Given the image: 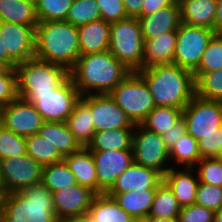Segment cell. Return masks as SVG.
<instances>
[{"instance_id": "6da1fadb", "label": "cell", "mask_w": 222, "mask_h": 222, "mask_svg": "<svg viewBox=\"0 0 222 222\" xmlns=\"http://www.w3.org/2000/svg\"><path fill=\"white\" fill-rule=\"evenodd\" d=\"M132 71L117 60L110 51L80 55L69 71L81 96L109 94Z\"/></svg>"}, {"instance_id": "7a4b0ae2", "label": "cell", "mask_w": 222, "mask_h": 222, "mask_svg": "<svg viewBox=\"0 0 222 222\" xmlns=\"http://www.w3.org/2000/svg\"><path fill=\"white\" fill-rule=\"evenodd\" d=\"M137 72L146 82L155 106L184 109L196 95L193 72L177 64L155 65Z\"/></svg>"}, {"instance_id": "3957f363", "label": "cell", "mask_w": 222, "mask_h": 222, "mask_svg": "<svg viewBox=\"0 0 222 222\" xmlns=\"http://www.w3.org/2000/svg\"><path fill=\"white\" fill-rule=\"evenodd\" d=\"M80 56L78 29L66 20L39 22L35 28V57L70 71Z\"/></svg>"}, {"instance_id": "277c9868", "label": "cell", "mask_w": 222, "mask_h": 222, "mask_svg": "<svg viewBox=\"0 0 222 222\" xmlns=\"http://www.w3.org/2000/svg\"><path fill=\"white\" fill-rule=\"evenodd\" d=\"M0 222H57L52 192L40 182L21 192L4 194Z\"/></svg>"}, {"instance_id": "5b68a950", "label": "cell", "mask_w": 222, "mask_h": 222, "mask_svg": "<svg viewBox=\"0 0 222 222\" xmlns=\"http://www.w3.org/2000/svg\"><path fill=\"white\" fill-rule=\"evenodd\" d=\"M15 71L17 95L22 99L30 93L53 92L69 77L63 66L35 56L17 64Z\"/></svg>"}, {"instance_id": "8992f818", "label": "cell", "mask_w": 222, "mask_h": 222, "mask_svg": "<svg viewBox=\"0 0 222 222\" xmlns=\"http://www.w3.org/2000/svg\"><path fill=\"white\" fill-rule=\"evenodd\" d=\"M109 36V51L117 60L131 71L143 69L144 39L138 18L112 22Z\"/></svg>"}, {"instance_id": "52a82bcc", "label": "cell", "mask_w": 222, "mask_h": 222, "mask_svg": "<svg viewBox=\"0 0 222 222\" xmlns=\"http://www.w3.org/2000/svg\"><path fill=\"white\" fill-rule=\"evenodd\" d=\"M109 95L134 125L141 124L155 107L150 90L137 71H132Z\"/></svg>"}, {"instance_id": "ba28073f", "label": "cell", "mask_w": 222, "mask_h": 222, "mask_svg": "<svg viewBox=\"0 0 222 222\" xmlns=\"http://www.w3.org/2000/svg\"><path fill=\"white\" fill-rule=\"evenodd\" d=\"M80 97L69 76L53 92L30 93L25 100L34 105L45 122H66Z\"/></svg>"}, {"instance_id": "9c48e42d", "label": "cell", "mask_w": 222, "mask_h": 222, "mask_svg": "<svg viewBox=\"0 0 222 222\" xmlns=\"http://www.w3.org/2000/svg\"><path fill=\"white\" fill-rule=\"evenodd\" d=\"M132 150L133 162L136 164L154 169L162 176L171 168L164 164L170 158L169 149L164 144L162 136L147 130L141 124L134 126Z\"/></svg>"}, {"instance_id": "30bf717a", "label": "cell", "mask_w": 222, "mask_h": 222, "mask_svg": "<svg viewBox=\"0 0 222 222\" xmlns=\"http://www.w3.org/2000/svg\"><path fill=\"white\" fill-rule=\"evenodd\" d=\"M214 35L215 32L212 29L181 23L177 30L173 63L194 72L198 68L201 56Z\"/></svg>"}, {"instance_id": "8fae6325", "label": "cell", "mask_w": 222, "mask_h": 222, "mask_svg": "<svg viewBox=\"0 0 222 222\" xmlns=\"http://www.w3.org/2000/svg\"><path fill=\"white\" fill-rule=\"evenodd\" d=\"M186 131L197 141L215 132L222 124V102L195 95L183 109Z\"/></svg>"}, {"instance_id": "7c38bea8", "label": "cell", "mask_w": 222, "mask_h": 222, "mask_svg": "<svg viewBox=\"0 0 222 222\" xmlns=\"http://www.w3.org/2000/svg\"><path fill=\"white\" fill-rule=\"evenodd\" d=\"M3 195L21 192L42 179L43 166L27 153L0 160Z\"/></svg>"}, {"instance_id": "4fadbf2b", "label": "cell", "mask_w": 222, "mask_h": 222, "mask_svg": "<svg viewBox=\"0 0 222 222\" xmlns=\"http://www.w3.org/2000/svg\"><path fill=\"white\" fill-rule=\"evenodd\" d=\"M44 122L34 105L25 99L17 97L0 107V124L19 136L28 137L38 133Z\"/></svg>"}, {"instance_id": "5bb4252c", "label": "cell", "mask_w": 222, "mask_h": 222, "mask_svg": "<svg viewBox=\"0 0 222 222\" xmlns=\"http://www.w3.org/2000/svg\"><path fill=\"white\" fill-rule=\"evenodd\" d=\"M0 37L7 51L10 68L35 56V28L19 23L1 22Z\"/></svg>"}, {"instance_id": "9a60e30c", "label": "cell", "mask_w": 222, "mask_h": 222, "mask_svg": "<svg viewBox=\"0 0 222 222\" xmlns=\"http://www.w3.org/2000/svg\"><path fill=\"white\" fill-rule=\"evenodd\" d=\"M95 133L113 129H134V124L109 94L89 95Z\"/></svg>"}, {"instance_id": "2e32d148", "label": "cell", "mask_w": 222, "mask_h": 222, "mask_svg": "<svg viewBox=\"0 0 222 222\" xmlns=\"http://www.w3.org/2000/svg\"><path fill=\"white\" fill-rule=\"evenodd\" d=\"M98 179V194L106 193L133 162V150L92 152Z\"/></svg>"}, {"instance_id": "e0dca14e", "label": "cell", "mask_w": 222, "mask_h": 222, "mask_svg": "<svg viewBox=\"0 0 222 222\" xmlns=\"http://www.w3.org/2000/svg\"><path fill=\"white\" fill-rule=\"evenodd\" d=\"M97 194L79 184L52 193L53 208L57 220L87 214Z\"/></svg>"}, {"instance_id": "ac0fdd59", "label": "cell", "mask_w": 222, "mask_h": 222, "mask_svg": "<svg viewBox=\"0 0 222 222\" xmlns=\"http://www.w3.org/2000/svg\"><path fill=\"white\" fill-rule=\"evenodd\" d=\"M163 182V176L154 169L132 162L117 177L115 183L106 193H126L134 190H156Z\"/></svg>"}, {"instance_id": "d6986e66", "label": "cell", "mask_w": 222, "mask_h": 222, "mask_svg": "<svg viewBox=\"0 0 222 222\" xmlns=\"http://www.w3.org/2000/svg\"><path fill=\"white\" fill-rule=\"evenodd\" d=\"M138 19L144 40L156 38L166 32L177 31L182 23L180 4L175 2Z\"/></svg>"}, {"instance_id": "ffe728a7", "label": "cell", "mask_w": 222, "mask_h": 222, "mask_svg": "<svg viewBox=\"0 0 222 222\" xmlns=\"http://www.w3.org/2000/svg\"><path fill=\"white\" fill-rule=\"evenodd\" d=\"M111 23L98 19L78 26L80 55H90L109 50Z\"/></svg>"}, {"instance_id": "44dd1931", "label": "cell", "mask_w": 222, "mask_h": 222, "mask_svg": "<svg viewBox=\"0 0 222 222\" xmlns=\"http://www.w3.org/2000/svg\"><path fill=\"white\" fill-rule=\"evenodd\" d=\"M184 169L177 171L175 167H171L163 176V181L173 191L180 207L195 204L199 184L198 174L197 177L192 175L194 168Z\"/></svg>"}, {"instance_id": "7402d4cb", "label": "cell", "mask_w": 222, "mask_h": 222, "mask_svg": "<svg viewBox=\"0 0 222 222\" xmlns=\"http://www.w3.org/2000/svg\"><path fill=\"white\" fill-rule=\"evenodd\" d=\"M177 31H170L156 38L144 40L143 68L155 65L173 64Z\"/></svg>"}, {"instance_id": "603a6c76", "label": "cell", "mask_w": 222, "mask_h": 222, "mask_svg": "<svg viewBox=\"0 0 222 222\" xmlns=\"http://www.w3.org/2000/svg\"><path fill=\"white\" fill-rule=\"evenodd\" d=\"M66 124L81 147H87L92 141L95 129L89 108V95H83L75 103L73 111L67 117Z\"/></svg>"}, {"instance_id": "cb8c5ba5", "label": "cell", "mask_w": 222, "mask_h": 222, "mask_svg": "<svg viewBox=\"0 0 222 222\" xmlns=\"http://www.w3.org/2000/svg\"><path fill=\"white\" fill-rule=\"evenodd\" d=\"M179 4L182 23L214 30L217 0H183Z\"/></svg>"}, {"instance_id": "d4e9b609", "label": "cell", "mask_w": 222, "mask_h": 222, "mask_svg": "<svg viewBox=\"0 0 222 222\" xmlns=\"http://www.w3.org/2000/svg\"><path fill=\"white\" fill-rule=\"evenodd\" d=\"M64 160L75 175L77 184L88 187L98 194V179L92 151L82 147L79 151L66 156Z\"/></svg>"}, {"instance_id": "484cf974", "label": "cell", "mask_w": 222, "mask_h": 222, "mask_svg": "<svg viewBox=\"0 0 222 222\" xmlns=\"http://www.w3.org/2000/svg\"><path fill=\"white\" fill-rule=\"evenodd\" d=\"M156 190H134L126 193H107L135 219L148 218Z\"/></svg>"}, {"instance_id": "4316f807", "label": "cell", "mask_w": 222, "mask_h": 222, "mask_svg": "<svg viewBox=\"0 0 222 222\" xmlns=\"http://www.w3.org/2000/svg\"><path fill=\"white\" fill-rule=\"evenodd\" d=\"M38 134L52 143L63 158L82 148L66 122H44Z\"/></svg>"}, {"instance_id": "83f0119b", "label": "cell", "mask_w": 222, "mask_h": 222, "mask_svg": "<svg viewBox=\"0 0 222 222\" xmlns=\"http://www.w3.org/2000/svg\"><path fill=\"white\" fill-rule=\"evenodd\" d=\"M93 222H135L107 193L97 194L88 211Z\"/></svg>"}, {"instance_id": "f1b7e54d", "label": "cell", "mask_w": 222, "mask_h": 222, "mask_svg": "<svg viewBox=\"0 0 222 222\" xmlns=\"http://www.w3.org/2000/svg\"><path fill=\"white\" fill-rule=\"evenodd\" d=\"M0 21L36 28L39 21L35 1L0 0Z\"/></svg>"}, {"instance_id": "f546056e", "label": "cell", "mask_w": 222, "mask_h": 222, "mask_svg": "<svg viewBox=\"0 0 222 222\" xmlns=\"http://www.w3.org/2000/svg\"><path fill=\"white\" fill-rule=\"evenodd\" d=\"M133 129H113L93 135L87 148L92 152L132 150Z\"/></svg>"}, {"instance_id": "4dcf8cb0", "label": "cell", "mask_w": 222, "mask_h": 222, "mask_svg": "<svg viewBox=\"0 0 222 222\" xmlns=\"http://www.w3.org/2000/svg\"><path fill=\"white\" fill-rule=\"evenodd\" d=\"M180 208L173 191L163 181L156 189L148 217L175 220L178 219Z\"/></svg>"}, {"instance_id": "1f68e13d", "label": "cell", "mask_w": 222, "mask_h": 222, "mask_svg": "<svg viewBox=\"0 0 222 222\" xmlns=\"http://www.w3.org/2000/svg\"><path fill=\"white\" fill-rule=\"evenodd\" d=\"M183 109L175 107L155 106L141 123L147 130L159 135L170 132L177 121L182 117Z\"/></svg>"}, {"instance_id": "d6a6232c", "label": "cell", "mask_w": 222, "mask_h": 222, "mask_svg": "<svg viewBox=\"0 0 222 222\" xmlns=\"http://www.w3.org/2000/svg\"><path fill=\"white\" fill-rule=\"evenodd\" d=\"M41 182L52 193L77 184L75 175L65 160L43 166Z\"/></svg>"}, {"instance_id": "836d02e7", "label": "cell", "mask_w": 222, "mask_h": 222, "mask_svg": "<svg viewBox=\"0 0 222 222\" xmlns=\"http://www.w3.org/2000/svg\"><path fill=\"white\" fill-rule=\"evenodd\" d=\"M26 153L42 166L64 160L57 148L38 133L25 137Z\"/></svg>"}, {"instance_id": "e575fe53", "label": "cell", "mask_w": 222, "mask_h": 222, "mask_svg": "<svg viewBox=\"0 0 222 222\" xmlns=\"http://www.w3.org/2000/svg\"><path fill=\"white\" fill-rule=\"evenodd\" d=\"M169 158L170 162L175 161L174 163L184 165V168H195L201 159L198 141L186 133L169 150Z\"/></svg>"}, {"instance_id": "d590c367", "label": "cell", "mask_w": 222, "mask_h": 222, "mask_svg": "<svg viewBox=\"0 0 222 222\" xmlns=\"http://www.w3.org/2000/svg\"><path fill=\"white\" fill-rule=\"evenodd\" d=\"M222 69V34H215L201 56L198 68L193 72L195 81L204 72Z\"/></svg>"}, {"instance_id": "8d00e7d4", "label": "cell", "mask_w": 222, "mask_h": 222, "mask_svg": "<svg viewBox=\"0 0 222 222\" xmlns=\"http://www.w3.org/2000/svg\"><path fill=\"white\" fill-rule=\"evenodd\" d=\"M101 19L96 0H73L69 8L66 21L78 27Z\"/></svg>"}, {"instance_id": "74e56055", "label": "cell", "mask_w": 222, "mask_h": 222, "mask_svg": "<svg viewBox=\"0 0 222 222\" xmlns=\"http://www.w3.org/2000/svg\"><path fill=\"white\" fill-rule=\"evenodd\" d=\"M196 95L222 102V69L204 72L196 81Z\"/></svg>"}, {"instance_id": "f35d334b", "label": "cell", "mask_w": 222, "mask_h": 222, "mask_svg": "<svg viewBox=\"0 0 222 222\" xmlns=\"http://www.w3.org/2000/svg\"><path fill=\"white\" fill-rule=\"evenodd\" d=\"M73 0H36V14L39 22L66 20Z\"/></svg>"}, {"instance_id": "ab89813d", "label": "cell", "mask_w": 222, "mask_h": 222, "mask_svg": "<svg viewBox=\"0 0 222 222\" xmlns=\"http://www.w3.org/2000/svg\"><path fill=\"white\" fill-rule=\"evenodd\" d=\"M25 137L19 136L0 124V160L26 154Z\"/></svg>"}, {"instance_id": "60d3db41", "label": "cell", "mask_w": 222, "mask_h": 222, "mask_svg": "<svg viewBox=\"0 0 222 222\" xmlns=\"http://www.w3.org/2000/svg\"><path fill=\"white\" fill-rule=\"evenodd\" d=\"M195 204L217 212L222 208V187L199 182Z\"/></svg>"}, {"instance_id": "b9f144b4", "label": "cell", "mask_w": 222, "mask_h": 222, "mask_svg": "<svg viewBox=\"0 0 222 222\" xmlns=\"http://www.w3.org/2000/svg\"><path fill=\"white\" fill-rule=\"evenodd\" d=\"M198 164L199 182L222 187V163L217 158H201Z\"/></svg>"}, {"instance_id": "7bdbcfd3", "label": "cell", "mask_w": 222, "mask_h": 222, "mask_svg": "<svg viewBox=\"0 0 222 222\" xmlns=\"http://www.w3.org/2000/svg\"><path fill=\"white\" fill-rule=\"evenodd\" d=\"M17 97L16 71L15 68H9L0 74V107L9 104Z\"/></svg>"}, {"instance_id": "ee69618b", "label": "cell", "mask_w": 222, "mask_h": 222, "mask_svg": "<svg viewBox=\"0 0 222 222\" xmlns=\"http://www.w3.org/2000/svg\"><path fill=\"white\" fill-rule=\"evenodd\" d=\"M215 212L204 206L192 204L180 208L178 222H213Z\"/></svg>"}, {"instance_id": "f6af8a7d", "label": "cell", "mask_w": 222, "mask_h": 222, "mask_svg": "<svg viewBox=\"0 0 222 222\" xmlns=\"http://www.w3.org/2000/svg\"><path fill=\"white\" fill-rule=\"evenodd\" d=\"M101 19L112 23L127 18L122 0H96Z\"/></svg>"}, {"instance_id": "bcb514c9", "label": "cell", "mask_w": 222, "mask_h": 222, "mask_svg": "<svg viewBox=\"0 0 222 222\" xmlns=\"http://www.w3.org/2000/svg\"><path fill=\"white\" fill-rule=\"evenodd\" d=\"M201 158H216L222 150V127L198 140Z\"/></svg>"}, {"instance_id": "7dc6e473", "label": "cell", "mask_w": 222, "mask_h": 222, "mask_svg": "<svg viewBox=\"0 0 222 222\" xmlns=\"http://www.w3.org/2000/svg\"><path fill=\"white\" fill-rule=\"evenodd\" d=\"M186 133V122L185 119L181 117L177 121V123L174 124L173 129L170 132L162 134L161 136L164 141V144L170 150L175 145V143L179 139H181V137L184 136Z\"/></svg>"}, {"instance_id": "c3c4849f", "label": "cell", "mask_w": 222, "mask_h": 222, "mask_svg": "<svg viewBox=\"0 0 222 222\" xmlns=\"http://www.w3.org/2000/svg\"><path fill=\"white\" fill-rule=\"evenodd\" d=\"M175 0H143L142 16L150 15L162 7L174 4Z\"/></svg>"}, {"instance_id": "681fc988", "label": "cell", "mask_w": 222, "mask_h": 222, "mask_svg": "<svg viewBox=\"0 0 222 222\" xmlns=\"http://www.w3.org/2000/svg\"><path fill=\"white\" fill-rule=\"evenodd\" d=\"M127 17L139 18L142 16L143 0H122Z\"/></svg>"}, {"instance_id": "f907efd6", "label": "cell", "mask_w": 222, "mask_h": 222, "mask_svg": "<svg viewBox=\"0 0 222 222\" xmlns=\"http://www.w3.org/2000/svg\"><path fill=\"white\" fill-rule=\"evenodd\" d=\"M214 32L215 34H222V0H217Z\"/></svg>"}, {"instance_id": "816d5d0a", "label": "cell", "mask_w": 222, "mask_h": 222, "mask_svg": "<svg viewBox=\"0 0 222 222\" xmlns=\"http://www.w3.org/2000/svg\"><path fill=\"white\" fill-rule=\"evenodd\" d=\"M57 222H93V220L91 219L90 215L87 213L83 215L64 217L57 220Z\"/></svg>"}, {"instance_id": "f5cc1de1", "label": "cell", "mask_w": 222, "mask_h": 222, "mask_svg": "<svg viewBox=\"0 0 222 222\" xmlns=\"http://www.w3.org/2000/svg\"><path fill=\"white\" fill-rule=\"evenodd\" d=\"M0 60L7 64V51L3 45V38L0 37Z\"/></svg>"}, {"instance_id": "db71d44e", "label": "cell", "mask_w": 222, "mask_h": 222, "mask_svg": "<svg viewBox=\"0 0 222 222\" xmlns=\"http://www.w3.org/2000/svg\"><path fill=\"white\" fill-rule=\"evenodd\" d=\"M148 219L151 222H178L177 219H175V220H168V219H161V218H154V217H148Z\"/></svg>"}, {"instance_id": "11a10c76", "label": "cell", "mask_w": 222, "mask_h": 222, "mask_svg": "<svg viewBox=\"0 0 222 222\" xmlns=\"http://www.w3.org/2000/svg\"><path fill=\"white\" fill-rule=\"evenodd\" d=\"M213 222H222V208L215 212L214 220Z\"/></svg>"}, {"instance_id": "9f6ffc18", "label": "cell", "mask_w": 222, "mask_h": 222, "mask_svg": "<svg viewBox=\"0 0 222 222\" xmlns=\"http://www.w3.org/2000/svg\"><path fill=\"white\" fill-rule=\"evenodd\" d=\"M10 67L2 60H0V74L6 72Z\"/></svg>"}, {"instance_id": "6f0895ef", "label": "cell", "mask_w": 222, "mask_h": 222, "mask_svg": "<svg viewBox=\"0 0 222 222\" xmlns=\"http://www.w3.org/2000/svg\"><path fill=\"white\" fill-rule=\"evenodd\" d=\"M0 194L3 195V180L1 175V169H0Z\"/></svg>"}, {"instance_id": "680465c9", "label": "cell", "mask_w": 222, "mask_h": 222, "mask_svg": "<svg viewBox=\"0 0 222 222\" xmlns=\"http://www.w3.org/2000/svg\"><path fill=\"white\" fill-rule=\"evenodd\" d=\"M135 222H151L148 218L135 219Z\"/></svg>"}, {"instance_id": "91938a15", "label": "cell", "mask_w": 222, "mask_h": 222, "mask_svg": "<svg viewBox=\"0 0 222 222\" xmlns=\"http://www.w3.org/2000/svg\"><path fill=\"white\" fill-rule=\"evenodd\" d=\"M216 158L222 163V150L218 153Z\"/></svg>"}, {"instance_id": "94428289", "label": "cell", "mask_w": 222, "mask_h": 222, "mask_svg": "<svg viewBox=\"0 0 222 222\" xmlns=\"http://www.w3.org/2000/svg\"><path fill=\"white\" fill-rule=\"evenodd\" d=\"M2 196H3V195H1V194H0V210H1V201H2Z\"/></svg>"}, {"instance_id": "6125c7cd", "label": "cell", "mask_w": 222, "mask_h": 222, "mask_svg": "<svg viewBox=\"0 0 222 222\" xmlns=\"http://www.w3.org/2000/svg\"><path fill=\"white\" fill-rule=\"evenodd\" d=\"M177 3H180L181 1H183V0H175Z\"/></svg>"}, {"instance_id": "be15d7a7", "label": "cell", "mask_w": 222, "mask_h": 222, "mask_svg": "<svg viewBox=\"0 0 222 222\" xmlns=\"http://www.w3.org/2000/svg\"><path fill=\"white\" fill-rule=\"evenodd\" d=\"M20 1H36V0H20Z\"/></svg>"}]
</instances>
